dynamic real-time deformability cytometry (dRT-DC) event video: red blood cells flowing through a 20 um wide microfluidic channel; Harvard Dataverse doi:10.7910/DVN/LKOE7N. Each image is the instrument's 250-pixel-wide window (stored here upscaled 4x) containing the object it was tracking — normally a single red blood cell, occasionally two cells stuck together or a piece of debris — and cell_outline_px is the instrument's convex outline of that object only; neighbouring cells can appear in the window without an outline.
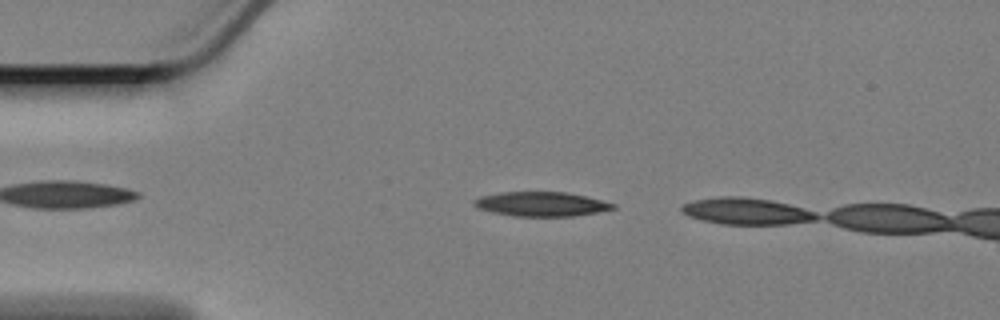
{"species": "Egyptian fruit bat (a non-hibernating species)", "species_latin": "Rousettus aegyptiacus", "temperature_condition": "cold", "stored_images_in_passage": 7, "camera_frame_rate_fps": 3000, "um_per_image_px": 0.085, "animal": {"sex": "female"}, "frame": {"image": 1, "passage_image": 5, "time_ms": 1.333, "image_size_px": [1000, 320], "cell_outline_px": [[616, 208], [596, 212], [572, 216], [512, 216], [492, 212], [476, 208], [472, 204], [472, 200], [480, 196], [500, 192], [568, 192], [616, 204]], "centroid_in_image_um": [45.94, 17.34], "position_along_channel_um": 39.1, "area_um2": 19.77}}